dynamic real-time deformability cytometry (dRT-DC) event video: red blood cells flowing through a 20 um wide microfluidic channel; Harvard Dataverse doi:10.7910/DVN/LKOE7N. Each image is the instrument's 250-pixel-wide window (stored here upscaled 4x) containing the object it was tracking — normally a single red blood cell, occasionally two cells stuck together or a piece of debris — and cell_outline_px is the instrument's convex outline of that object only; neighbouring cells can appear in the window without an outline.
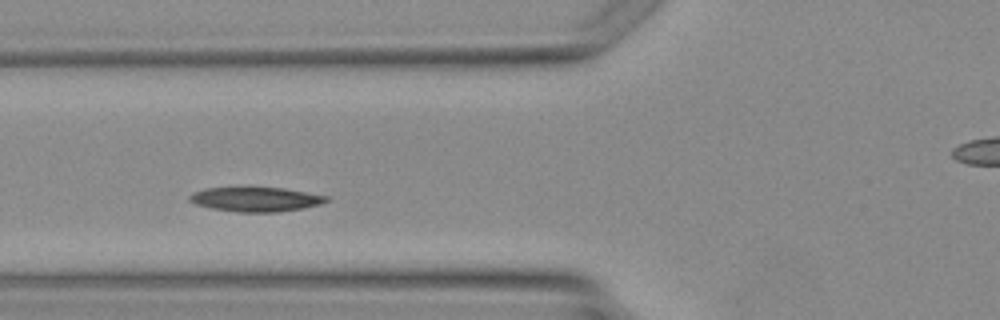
{"species": "Egyptian fruit bat (a non-hibernating species)", "species_latin": "Rousettus aegyptiacus", "temperature_condition": "warm", "stored_images_in_passage": 3, "camera_frame_rate_fps": 3000, "um_per_image_px": 0.085, "animal": {"sex": "female"}, "frame": {"image": 1, "passage_image": 3, "time_ms": 2.333, "image_size_px": [1000, 320], "cell_outline_px": [[328, 200], [320, 204], [304, 208], [276, 212], [236, 212], [212, 208], [196, 204], [188, 200], [188, 196], [192, 192], [204, 188], [240, 184], [248, 184], [284, 188], [328, 196]], "centroid_in_image_um": [21.65, 16.88], "position_along_channel_um": 104.1, "area_um2": 20.63}}